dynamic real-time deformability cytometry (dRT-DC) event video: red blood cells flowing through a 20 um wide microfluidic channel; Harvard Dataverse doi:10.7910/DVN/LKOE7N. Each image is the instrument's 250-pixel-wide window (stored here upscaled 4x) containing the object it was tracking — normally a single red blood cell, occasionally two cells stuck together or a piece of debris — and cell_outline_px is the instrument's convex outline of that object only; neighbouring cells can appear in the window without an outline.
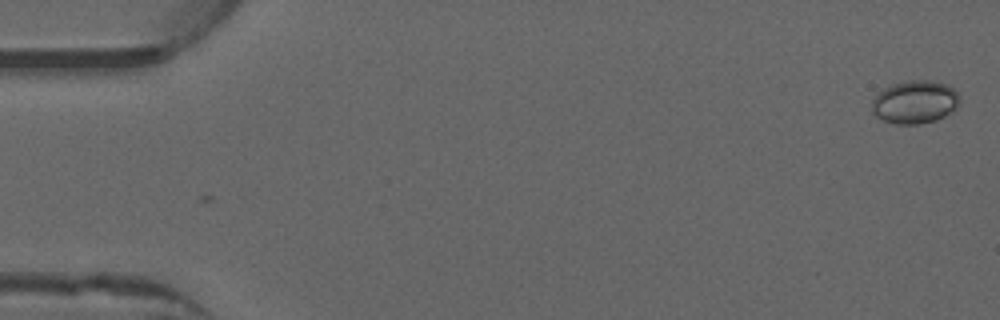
{"species": "common noctule bat (a hibernating species)", "species_latin": "Nyctalus noctula", "temperature_condition": "warm", "stored_images_in_passage": 6, "camera_frame_rate_fps": 3000, "um_per_image_px": 0.085, "animal": {"sex": "male", "forearm_length_mm": 52.5}, "frame": {"image": 1, "passage_image": 6, "time_ms": 1.667, "image_size_px": [1000, 320], "cell_outline_px": [[960, 104], [952, 112], [936, 120], [920, 124], [896, 124], [884, 120], [876, 116], [872, 112], [872, 100], [876, 92], [892, 84], [908, 80], [932, 80], [948, 84], [960, 96]], "centroid_in_image_um": [77.77, 8.66], "position_along_channel_um": 7.2, "area_um2": 22.37}}